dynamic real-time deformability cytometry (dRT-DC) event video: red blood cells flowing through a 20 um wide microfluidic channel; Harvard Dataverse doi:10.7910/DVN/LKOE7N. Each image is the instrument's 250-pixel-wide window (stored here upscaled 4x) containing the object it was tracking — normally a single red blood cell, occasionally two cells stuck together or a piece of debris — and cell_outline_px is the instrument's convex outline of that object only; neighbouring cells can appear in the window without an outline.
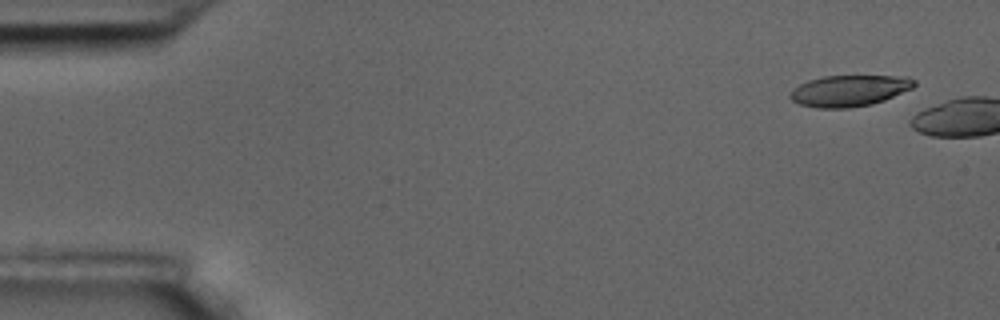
{"species": "common noctule bat (a hibernating species)", "species_latin": "Nyctalus noctula", "temperature_condition": "room temperature", "stored_images_in_passage": 2, "camera_frame_rate_fps": 3000, "um_per_image_px": 0.085, "animal": {"sex": "male", "body_mass_g": 17.5, "forearm_length_mm": 52.3}, "frame": {"image": 1, "passage_image": 1, "time_ms": 0.0, "image_size_px": [1000, 320], "cell_outline_px": [[916, 84], [912, 88], [884, 100], [872, 104], [848, 108], [816, 108], [800, 104], [792, 100], [788, 96], [792, 88], [808, 80], [824, 76], [908, 76], [916, 80]], "centroid_in_image_um": [72.18, 7.7], "position_along_channel_um": 12.8, "area_um2": 22.66}}